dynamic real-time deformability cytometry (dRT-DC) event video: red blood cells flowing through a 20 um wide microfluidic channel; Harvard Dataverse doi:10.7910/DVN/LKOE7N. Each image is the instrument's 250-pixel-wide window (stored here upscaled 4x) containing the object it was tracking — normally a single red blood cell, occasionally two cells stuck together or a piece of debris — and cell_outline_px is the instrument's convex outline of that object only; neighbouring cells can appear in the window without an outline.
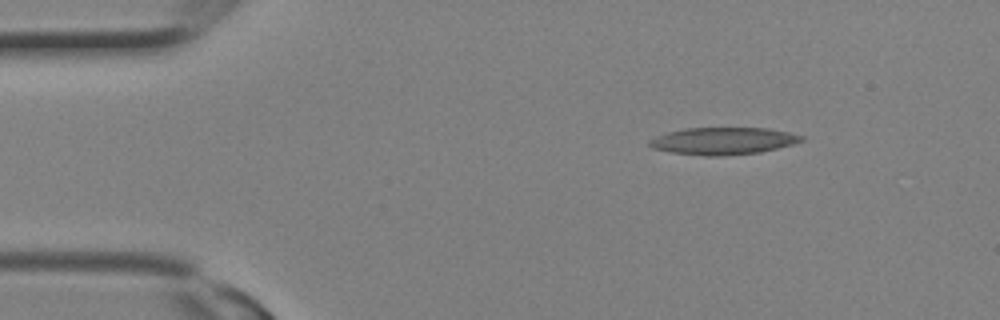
{"species": "Egyptian fruit bat (a non-hibernating species)", "species_latin": "Rousettus aegyptiacus", "temperature_condition": "room temperature", "stored_images_in_passage": 2, "camera_frame_rate_fps": 3000, "um_per_image_px": 0.085, "animal": {"sex": "female"}, "frame": {"image": 1, "passage_image": 1, "time_ms": 0.0, "image_size_px": [1000, 320], "cell_outline_px": [[804, 140], [792, 144], [760, 152], [720, 156], [704, 156], [672, 152], [652, 148], [648, 144], [648, 140], [656, 136], [668, 132], [684, 128], [768, 128], [788, 132], [804, 136]], "centroid_in_image_um": [61.44, 11.98], "position_along_channel_um": 23.6, "area_um2": 23.99}}